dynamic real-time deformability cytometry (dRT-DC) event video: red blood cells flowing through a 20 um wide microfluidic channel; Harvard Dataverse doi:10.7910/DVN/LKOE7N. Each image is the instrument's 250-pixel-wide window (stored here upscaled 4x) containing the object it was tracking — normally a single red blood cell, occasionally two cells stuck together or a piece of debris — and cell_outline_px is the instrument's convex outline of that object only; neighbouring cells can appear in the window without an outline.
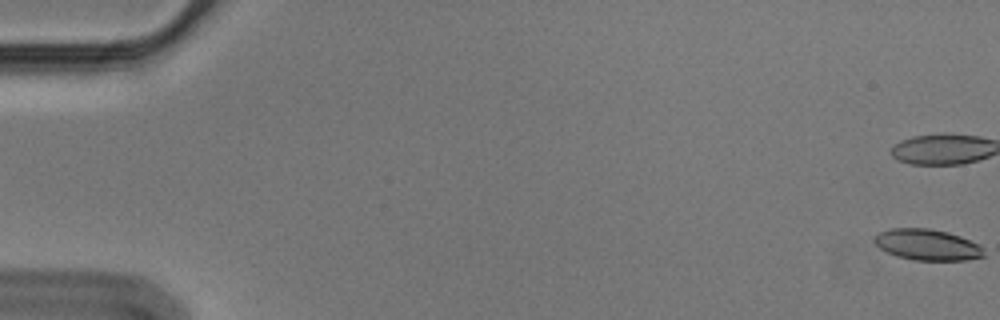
{"species": "Egyptian fruit bat (a non-hibernating species)", "species_latin": "Rousettus aegyptiacus", "temperature_condition": "cold", "stored_images_in_passage": 54, "camera_frame_rate_fps": 3000, "um_per_image_px": 0.085, "animal": {"sex": "male"}, "frame": {"image": 1, "passage_image": 1, "time_ms": 0.0, "image_size_px": [1000, 320], "cell_outline_px": [[984, 256], [964, 260], [916, 260], [896, 256], [880, 248], [872, 240], [880, 232], [892, 228], [928, 228], [948, 232], [960, 236], [980, 244], [984, 248]], "centroid_in_image_um": [78.84, 20.8], "position_along_channel_um": 6.2, "area_um2": 19.77}}